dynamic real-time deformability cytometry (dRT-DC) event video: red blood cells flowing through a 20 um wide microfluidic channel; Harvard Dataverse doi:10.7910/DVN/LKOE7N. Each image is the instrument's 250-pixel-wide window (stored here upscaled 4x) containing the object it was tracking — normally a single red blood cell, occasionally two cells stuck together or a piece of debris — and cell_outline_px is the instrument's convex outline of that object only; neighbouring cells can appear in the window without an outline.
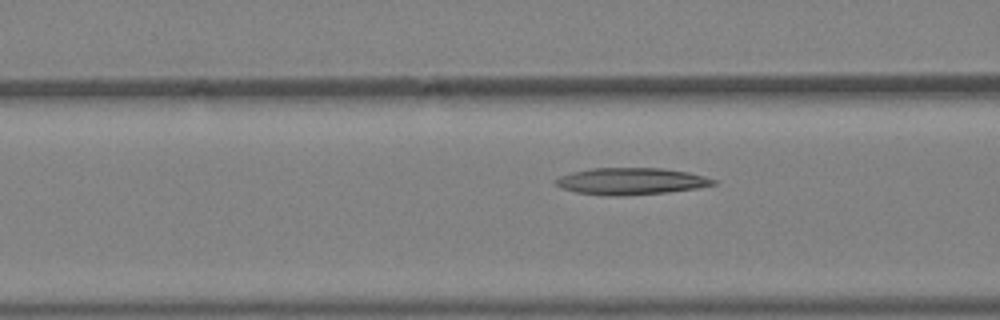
{"species": "Egyptian fruit bat (a non-hibernating species)", "species_latin": "Rousettus aegyptiacus", "temperature_condition": "warm", "stored_images_in_passage": 5, "camera_frame_rate_fps": 3000, "um_per_image_px": 0.085, "animal": {"sex": "female"}, "frame": {"image": 1, "passage_image": 5, "time_ms": 1.333, "image_size_px": [1000, 320], "cell_outline_px": [[716, 184], [696, 188], [668, 192], [620, 196], [612, 196], [576, 192], [560, 188], [556, 184], [556, 180], [560, 176], [572, 172], [592, 168], [660, 168], [688, 172], [704, 176], [716, 180]], "centroid_in_image_um": [53.63, 15.4], "position_along_channel_um": 113.0, "area_um2": 24.45}}